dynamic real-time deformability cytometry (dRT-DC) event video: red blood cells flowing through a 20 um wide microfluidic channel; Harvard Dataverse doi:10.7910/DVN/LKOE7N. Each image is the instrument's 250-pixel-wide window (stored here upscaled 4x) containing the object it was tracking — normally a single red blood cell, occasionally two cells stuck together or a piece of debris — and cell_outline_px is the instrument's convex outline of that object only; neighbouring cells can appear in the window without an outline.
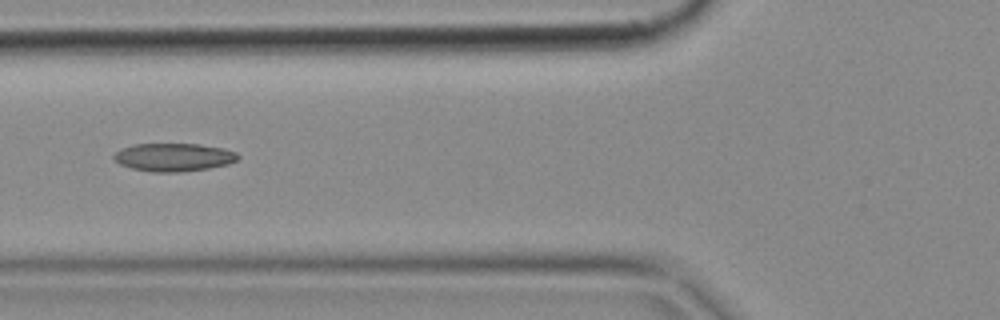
{"species": "common noctule bat (a hibernating species)", "species_latin": "Nyctalus noctula", "temperature_condition": "cold", "stored_images_in_passage": 7, "camera_frame_rate_fps": 3000, "um_per_image_px": 0.085, "animal": {"sex": "female", "body_mass_g": 18.4}, "frame": {"image": 1, "passage_image": 6, "time_ms": 1.667, "image_size_px": [1000, 320], "cell_outline_px": [[240, 156], [236, 160], [228, 164], [208, 168], [184, 172], [152, 172], [132, 168], [120, 164], [112, 156], [116, 152], [124, 148], [136, 144], [200, 144], [224, 148], [236, 152]], "centroid_in_image_um": [14.8, 13.37], "position_along_channel_um": 111.0, "area_um2": 20.23}}
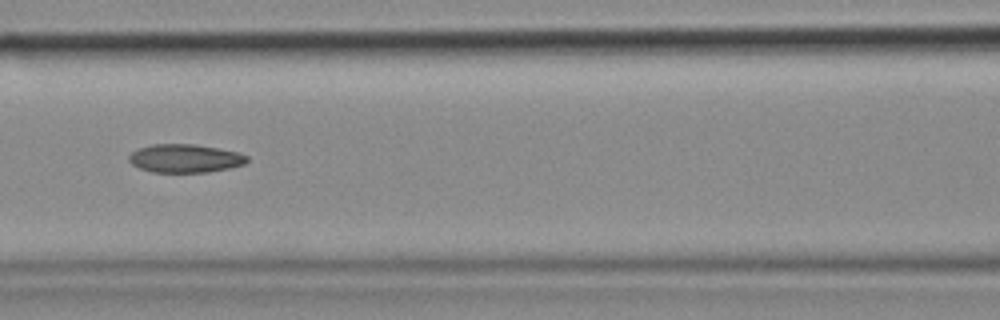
{"frame": {"image": 2, "passage_image": 7, "time_ms": 2.0, "image_size_px": [1000, 320], "cell_outline_px": [[248, 160], [244, 164], [228, 168], [208, 172], [152, 172], [140, 168], [132, 164], [128, 160], [128, 156], [132, 152], [140, 148], [152, 144], [192, 144], [216, 148], [236, 152], [248, 156]], "centroid_in_image_um": [15.7, 13.46], "position_along_channel_um": 150.9, "area_um2": 19.31}}